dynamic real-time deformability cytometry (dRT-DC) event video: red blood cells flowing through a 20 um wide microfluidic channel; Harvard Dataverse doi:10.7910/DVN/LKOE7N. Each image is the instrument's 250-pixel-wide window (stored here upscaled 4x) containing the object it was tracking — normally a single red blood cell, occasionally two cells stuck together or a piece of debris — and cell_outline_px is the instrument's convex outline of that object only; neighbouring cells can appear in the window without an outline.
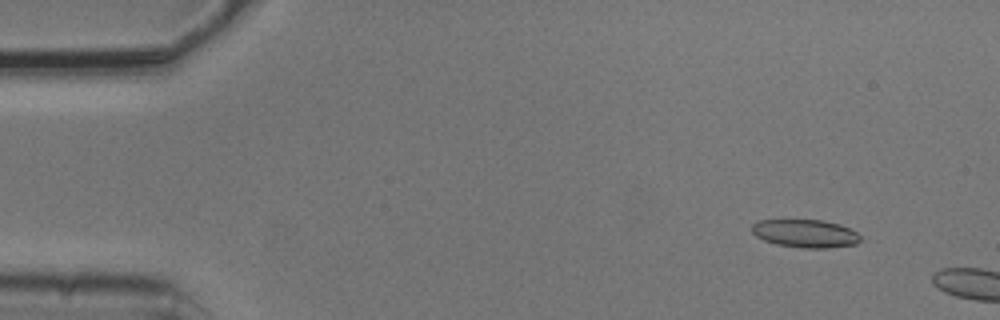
{"species": "common noctule bat (a hibernating species)", "species_latin": "Nyctalus noctula", "temperature_condition": "cold", "stored_images_in_passage": 3, "camera_frame_rate_fps": 3000, "um_per_image_px": 0.085, "animal": {"sex": "male", "body_mass_g": 20.5, "forearm_length_mm": 52.5}, "frame": {"image": 1, "passage_image": 1, "time_ms": 0.0, "image_size_px": [1000, 320], "cell_outline_px": [[860, 240], [856, 244], [828, 248], [804, 248], [776, 244], [764, 240], [756, 236], [752, 232], [752, 224], [756, 220], [824, 220], [840, 224], [856, 232], [860, 236]], "centroid_in_image_um": [68.44, 19.84], "position_along_channel_um": 16.6, "area_um2": 17.74}}